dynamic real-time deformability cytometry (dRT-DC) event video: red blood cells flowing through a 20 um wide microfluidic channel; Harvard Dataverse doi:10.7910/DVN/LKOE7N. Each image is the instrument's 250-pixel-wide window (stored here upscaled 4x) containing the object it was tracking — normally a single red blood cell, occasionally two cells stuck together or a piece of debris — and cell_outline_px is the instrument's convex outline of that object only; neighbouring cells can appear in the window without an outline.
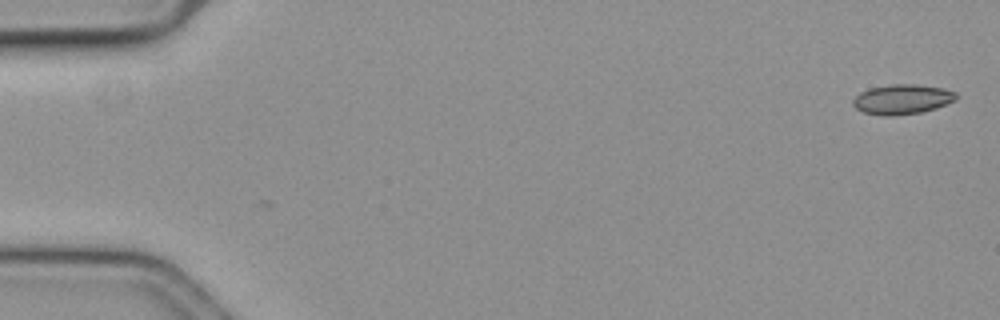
{"species": "common noctule bat (a hibernating species)", "species_latin": "Nyctalus noctula", "temperature_condition": "cold", "stored_images_in_passage": 2, "camera_frame_rate_fps": 3000, "um_per_image_px": 0.085, "animal": {"sex": "female", "body_mass_g": 19.3, "forearm_length_mm": 54.1}, "frame": {"image": 1, "passage_image": 1, "time_ms": 0.0, "image_size_px": [1000, 320], "cell_outline_px": [[956, 100], [936, 108], [920, 112], [892, 116], [884, 116], [864, 112], [856, 108], [852, 104], [852, 100], [860, 92], [868, 88], [892, 84], [916, 84], [944, 88], [956, 92]], "centroid_in_image_um": [76.68, 8.43], "position_along_channel_um": 8.3, "area_um2": 17.98}}